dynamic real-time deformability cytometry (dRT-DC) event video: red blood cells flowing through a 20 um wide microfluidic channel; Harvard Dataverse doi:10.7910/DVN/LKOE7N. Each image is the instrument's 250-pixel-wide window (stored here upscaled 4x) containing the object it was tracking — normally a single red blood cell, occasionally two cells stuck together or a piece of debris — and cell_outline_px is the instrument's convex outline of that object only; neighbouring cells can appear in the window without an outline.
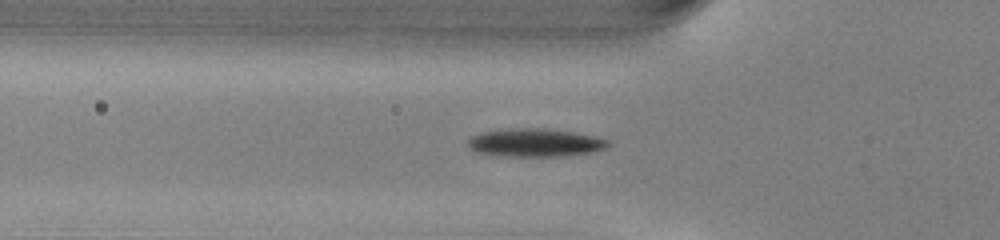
{"species": "common noctule bat (a hibernating species)", "species_latin": "Nyctalus noctula", "temperature_condition": "warm", "stored_images_in_passage": 38, "camera_frame_rate_fps": 3000, "um_per_image_px": 0.085, "animal": {"sex": "male", "body_mass_g": 13.0, "forearm_length_mm": 53.1}, "frame": {"image": 1, "passage_image": 4, "time_ms": 1.0, "image_size_px": [1000, 240], "cell_outline_px": [[612, 144], [608, 148], [592, 152], [560, 156], [492, 156], [472, 152], [468, 148], [468, 140], [472, 136], [480, 132], [512, 128], [540, 128], [572, 132], [592, 136], [608, 140]], "centroid_in_image_um": [45.42, 12.14], "position_along_channel_um": 80.4, "area_um2": 23.24}}
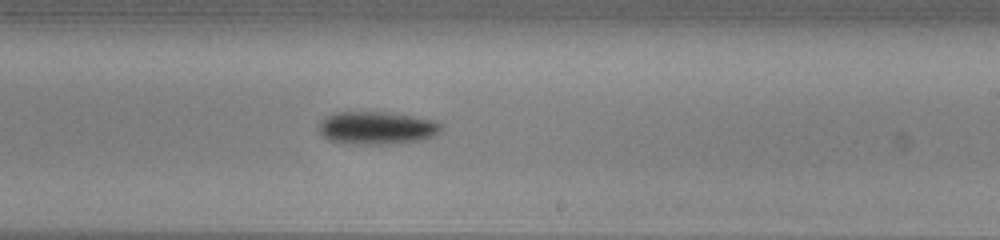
{"frame": {"image": 2, "passage_image": 17, "time_ms": 5.333, "image_size_px": [1000, 240], "cell_outline_px": [[444, 124], [440, 132], [432, 136], [420, 140], [388, 144], [348, 144], [328, 140], [320, 132], [320, 124], [324, 116], [336, 112], [392, 112], [436, 120]], "centroid_in_image_um": [32.06, 10.86], "position_along_channel_um": 256.9, "area_um2": 23.64}}
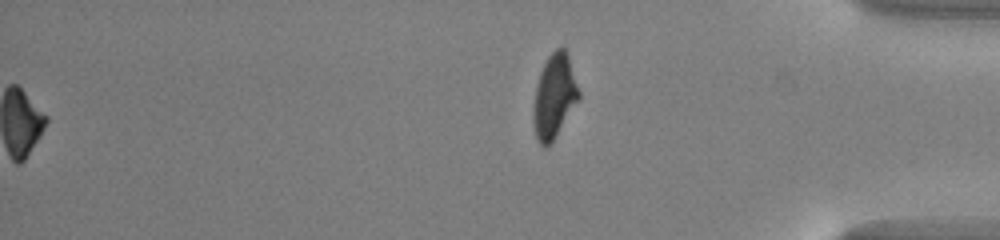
{"frame": {"image": 3, "passage_image": 38, "time_ms": 12.333, "image_size_px": [1000, 240], "cell_outline_px": [[580, 96], [556, 136], [548, 148], [544, 148], [536, 140], [532, 124], [532, 108], [536, 84], [540, 72], [548, 56], [556, 48], [564, 48], [568, 56], [580, 92]], "centroid_in_image_um": [47.07, 8.24], "position_along_channel_um": 388.1, "area_um2": 22.31}, "authors_computed_cell_mechanics": {"area_um2": 22.1663, "velocity_mm_per_s": 4.0764, "shape_relaxation_time_tau1_ms": 1.739, "shape_relaxation_time_tau2_ms": null, "deformation_change_tau1": 0.0774, "deformation_change_tau2": null}}